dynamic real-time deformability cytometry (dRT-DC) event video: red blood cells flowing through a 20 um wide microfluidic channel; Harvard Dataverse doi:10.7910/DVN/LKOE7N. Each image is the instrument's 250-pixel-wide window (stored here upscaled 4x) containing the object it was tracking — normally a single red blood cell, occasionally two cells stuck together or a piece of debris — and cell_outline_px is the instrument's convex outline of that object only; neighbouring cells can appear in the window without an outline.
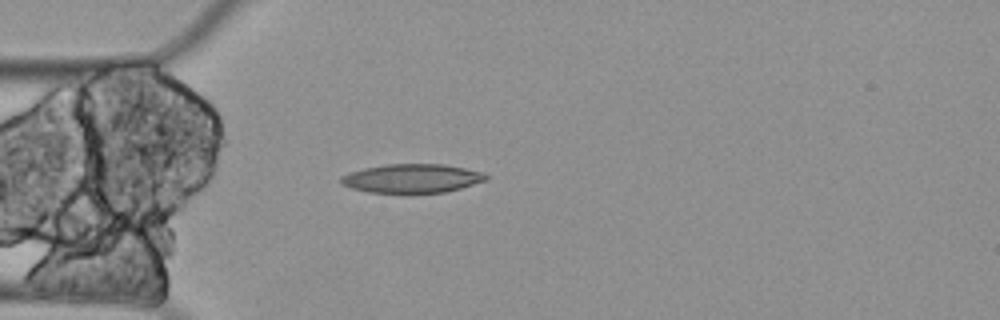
{"species": "Egyptian fruit bat (a non-hibernating species)", "species_latin": "Rousettus aegyptiacus", "temperature_condition": "cold", "stored_images_in_passage": 2, "camera_frame_rate_fps": 3000, "um_per_image_px": 0.085, "animal": {"sex": "female"}, "frame": {"image": 1, "passage_image": 2, "time_ms": 0.333, "image_size_px": [1000, 320], "cell_outline_px": [[488, 180], [460, 188], [444, 192], [408, 196], [368, 192], [352, 188], [340, 184], [340, 176], [348, 172], [364, 168], [384, 164], [444, 164], [484, 172], [488, 176]], "centroid_in_image_um": [34.98, 15.2], "position_along_channel_um": 50.0, "area_um2": 25.43}}